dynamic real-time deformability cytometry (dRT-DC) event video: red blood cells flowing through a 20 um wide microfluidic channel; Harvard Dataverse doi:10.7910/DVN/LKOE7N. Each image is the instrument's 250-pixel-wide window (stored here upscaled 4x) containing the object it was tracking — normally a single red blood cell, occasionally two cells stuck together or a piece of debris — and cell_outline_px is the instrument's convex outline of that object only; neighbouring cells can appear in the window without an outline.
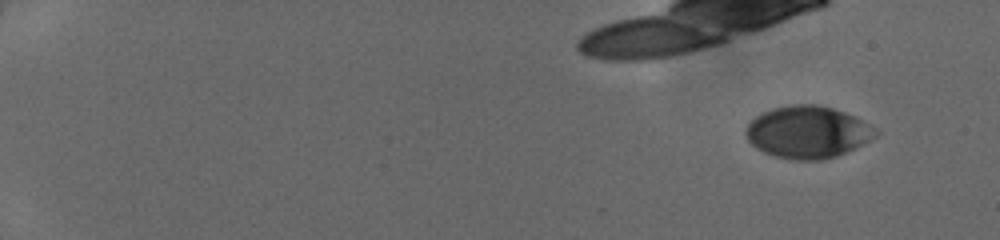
{"species": "human", "species_latin": "Homo sapiens", "temperature_condition": "cold", "stored_images_in_passage": 47, "camera_frame_rate_fps": 3000, "um_per_image_px": 0.085, "donor": {"sex": "female"}, "frame": {"image": 1, "passage_image": 1, "time_ms": 0.0, "image_size_px": [1000, 240], "cell_outline_px": [[880, 132], [876, 136], [836, 156], [820, 160], [796, 160], [776, 156], [764, 152], [756, 148], [748, 140], [744, 132], [744, 128], [760, 112], [772, 108], [788, 104], [820, 104], [844, 112], [876, 128]], "centroid_in_image_um": [68.59, 11.21], "position_along_channel_um": 16.4, "area_um2": 39.25}}
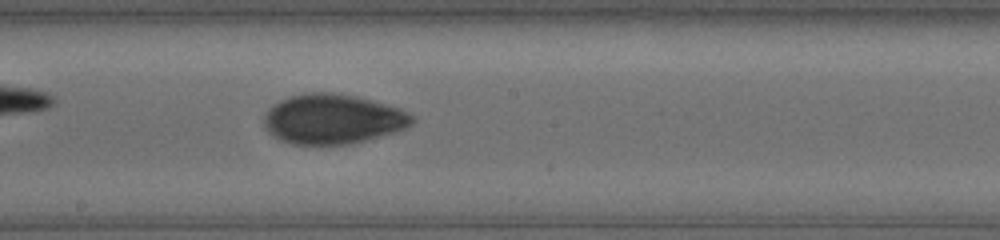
{"frame": {"image": 2, "passage_image": 28, "time_ms": 9.0, "image_size_px": [1000, 240], "cell_outline_px": [[416, 120], [412, 124], [396, 132], [352, 144], [292, 144], [280, 140], [272, 136], [264, 128], [264, 116], [268, 108], [272, 104], [280, 100], [292, 96], [312, 92], [332, 92], [356, 96], [372, 100], [400, 108], [416, 116]], "centroid_in_image_um": [28.3, 10.12], "position_along_channel_um": 219.9, "area_um2": 43.35}}
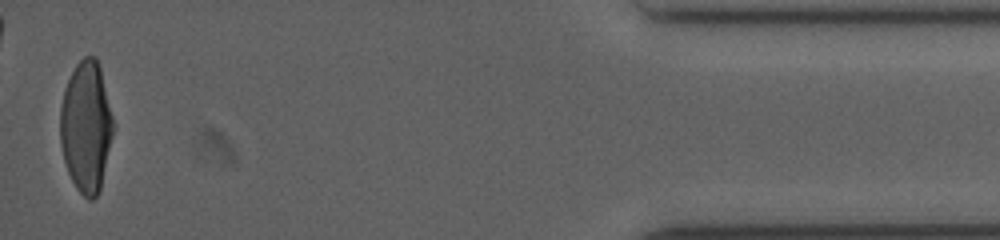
{"frame": {"image": 3, "passage_image": 47, "time_ms": 15.333, "image_size_px": [1000, 240], "cell_outline_px": [[116, 128], [100, 188], [96, 196], [92, 200], [88, 200], [76, 188], [68, 172], [64, 160], [60, 144], [60, 108], [64, 88], [76, 64], [84, 56], [96, 56], [100, 68], [116, 124]], "centroid_in_image_um": [7.35, 10.76], "position_along_channel_um": 427.9, "area_um2": 41.1}}